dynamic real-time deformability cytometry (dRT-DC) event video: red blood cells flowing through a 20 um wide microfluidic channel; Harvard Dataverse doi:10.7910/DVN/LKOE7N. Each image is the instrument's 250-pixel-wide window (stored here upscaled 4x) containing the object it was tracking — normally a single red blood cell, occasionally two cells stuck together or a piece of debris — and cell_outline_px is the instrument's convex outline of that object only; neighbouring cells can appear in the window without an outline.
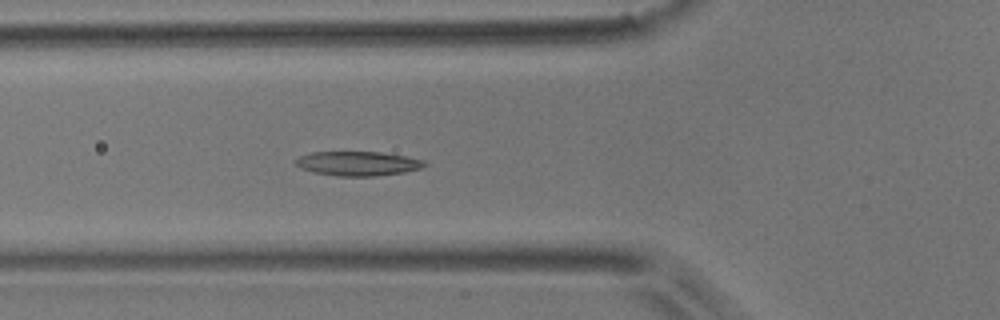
{"species": "common noctule bat (a hibernating species)", "species_latin": "Nyctalus noctula", "temperature_condition": "room temperature", "stored_images_in_passage": 5, "camera_frame_rate_fps": 3000, "um_per_image_px": 0.085, "animal": {"sex": "male", "body_mass_g": 17.9}, "frame": {"image": 1, "passage_image": 5, "time_ms": 5.333, "image_size_px": [1000, 320], "cell_outline_px": [[428, 164], [420, 168], [404, 172], [376, 176], [336, 176], [312, 172], [300, 168], [292, 160], [300, 156], [312, 152], [380, 152], [408, 156], [424, 160]], "centroid_in_image_um": [30.4, 13.9], "position_along_channel_um": 95.4, "area_um2": 18.44}}